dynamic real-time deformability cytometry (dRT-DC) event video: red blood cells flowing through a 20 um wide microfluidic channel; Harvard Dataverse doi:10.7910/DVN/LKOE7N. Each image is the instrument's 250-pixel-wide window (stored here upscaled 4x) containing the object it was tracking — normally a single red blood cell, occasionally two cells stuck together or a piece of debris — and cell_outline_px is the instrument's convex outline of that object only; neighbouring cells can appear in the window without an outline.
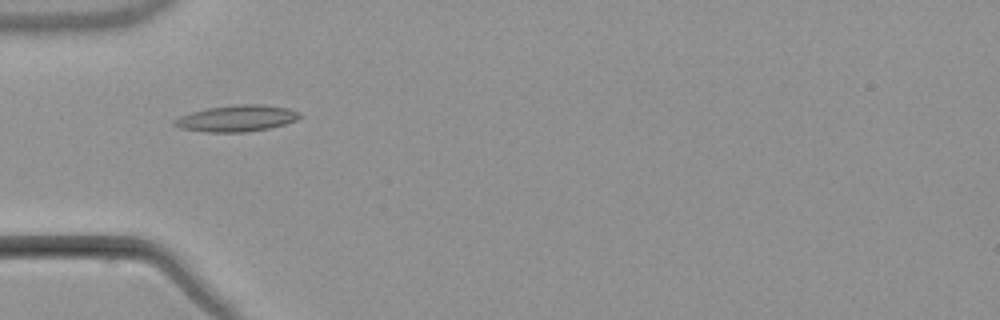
{"species": "common noctule bat (a hibernating species)", "species_latin": "Nyctalus noctula", "temperature_condition": "warm", "stored_images_in_passage": 6, "camera_frame_rate_fps": 3000, "um_per_image_px": 0.085, "animal": {"sex": "male", "body_mass_g": 21.5, "forearm_length_mm": 52.0}, "frame": {"image": 1, "passage_image": 5, "time_ms": 4.667, "image_size_px": [1000, 320], "cell_outline_px": [[304, 116], [296, 120], [284, 124], [268, 128], [244, 132], [208, 132], [180, 128], [172, 124], [172, 120], [180, 116], [192, 112], [208, 108], [240, 104], [260, 104], [288, 108], [300, 112]], "centroid_in_image_um": [20.13, 10.06], "position_along_channel_um": 64.9, "area_um2": 19.19}}
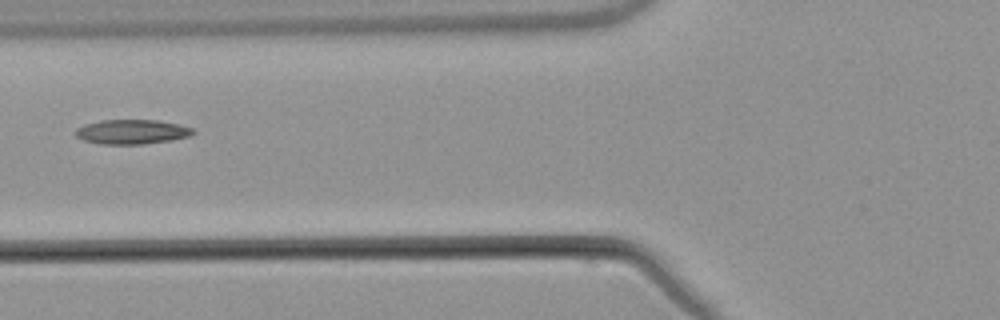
{"frame": {"image": 2, "passage_image": 6, "time_ms": 6.0, "image_size_px": [1000, 320], "cell_outline_px": [[196, 132], [188, 136], [172, 140], [144, 144], [100, 144], [84, 140], [76, 136], [76, 128], [84, 124], [100, 120], [160, 120], [180, 124], [192, 128]], "centroid_in_image_um": [11.22, 11.2], "position_along_channel_um": 114.6, "area_um2": 16.88}}